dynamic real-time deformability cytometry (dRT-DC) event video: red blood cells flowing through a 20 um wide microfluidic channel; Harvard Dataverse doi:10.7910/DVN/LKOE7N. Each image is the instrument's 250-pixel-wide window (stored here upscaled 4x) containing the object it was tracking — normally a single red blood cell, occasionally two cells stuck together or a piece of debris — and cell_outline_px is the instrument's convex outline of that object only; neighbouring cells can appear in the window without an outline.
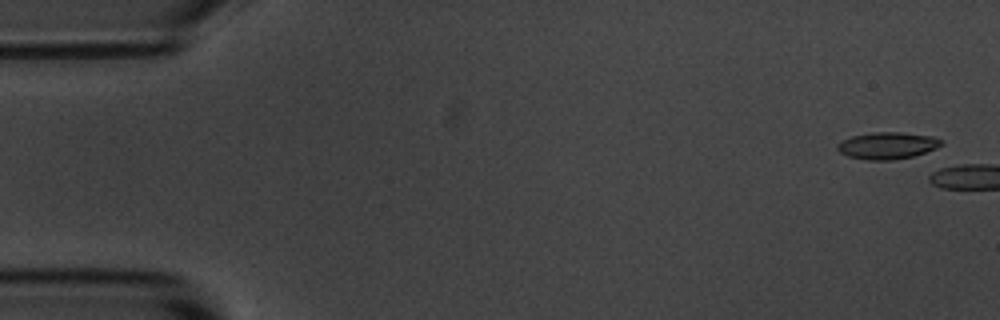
{"species": "common noctule bat (a hibernating species)", "species_latin": "Nyctalus noctula", "temperature_condition": "room temperature", "stored_images_in_passage": 5, "camera_frame_rate_fps": 3000, "um_per_image_px": 0.085, "animal": {"sex": "male", "body_mass_g": 20.1, "forearm_length_mm": 53.5}, "frame": {"image": 1, "passage_image": 2, "time_ms": 0.333, "image_size_px": [1000, 320], "cell_outline_px": [[944, 144], [936, 148], [912, 156], [892, 160], [868, 160], [848, 156], [840, 152], [836, 148], [836, 144], [840, 140], [852, 136], [876, 132], [900, 132], [932, 136], [944, 140]], "centroid_in_image_um": [75.42, 12.37], "position_along_channel_um": 9.6, "area_um2": 16.3}}